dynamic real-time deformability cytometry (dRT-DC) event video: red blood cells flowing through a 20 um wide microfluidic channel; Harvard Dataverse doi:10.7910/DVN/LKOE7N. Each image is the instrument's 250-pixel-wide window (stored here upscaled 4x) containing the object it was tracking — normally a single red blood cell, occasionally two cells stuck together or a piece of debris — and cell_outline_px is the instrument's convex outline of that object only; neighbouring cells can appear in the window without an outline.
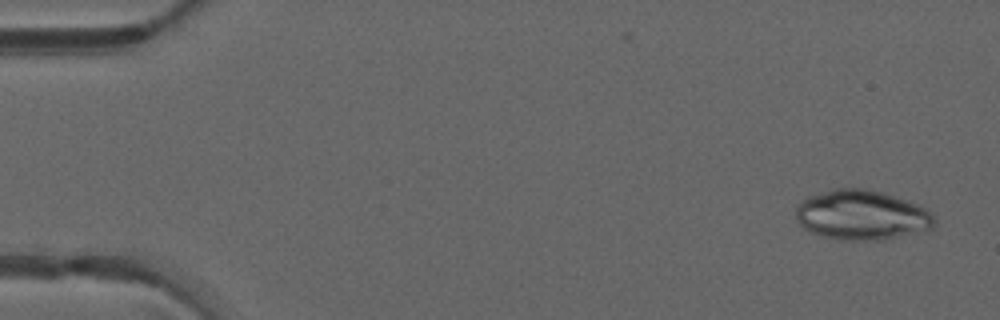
{"species": "common noctule bat (a hibernating species)", "species_latin": "Nyctalus noctula", "temperature_condition": "warm", "stored_images_in_passage": 10, "camera_frame_rate_fps": 3000, "um_per_image_px": 0.085, "animal": {"sex": "male", "forearm_length_mm": 52.5}, "frame": {"image": 1, "passage_image": 1, "time_ms": 0.0, "image_size_px": [1000, 320], "cell_outline_px": [[936, 224], [932, 228], [884, 240], [840, 240], [820, 236], [804, 228], [796, 220], [796, 204], [808, 196], [832, 188], [864, 188], [880, 192], [908, 200], [928, 208], [932, 212], [936, 220]], "centroid_in_image_um": [73.24, 18.28], "position_along_channel_um": 11.8, "area_um2": 40.63}}